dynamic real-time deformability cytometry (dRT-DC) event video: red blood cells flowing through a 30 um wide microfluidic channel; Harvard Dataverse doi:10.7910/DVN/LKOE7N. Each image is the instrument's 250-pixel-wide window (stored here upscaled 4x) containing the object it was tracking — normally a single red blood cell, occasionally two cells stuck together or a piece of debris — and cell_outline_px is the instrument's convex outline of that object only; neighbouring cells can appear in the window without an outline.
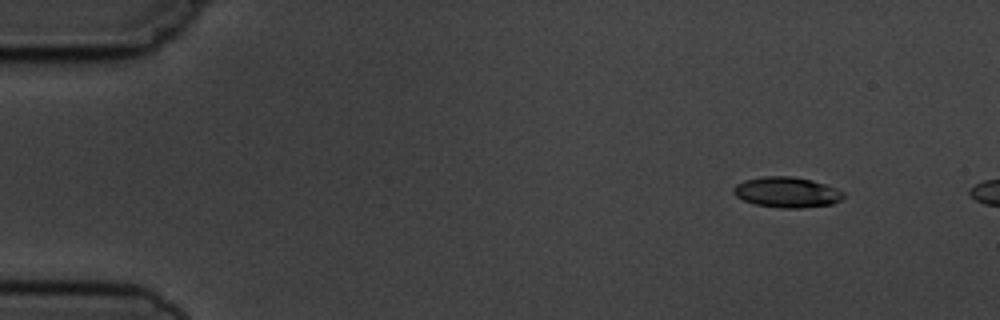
{"species": "common noctule bat (a hibernating species)", "species_latin": "Nyctalus noctula", "temperature_condition": "cold", "stored_images_in_passage": 3, "camera_frame_rate_fps": 3000, "um_per_image_px": 0.085, "animal": {"sex": "male", "body_mass_g": 19.5, "forearm_length_mm": 54.6}, "frame": {"image": 1, "passage_image": 1, "time_ms": 0.0, "image_size_px": [1000, 320], "cell_outline_px": [[844, 196], [840, 200], [832, 204], [800, 208], [780, 208], [752, 204], [736, 196], [732, 192], [732, 188], [736, 184], [744, 180], [760, 176], [792, 176], [812, 180], [836, 188], [844, 192]], "centroid_in_image_um": [66.84, 16.34], "position_along_channel_um": 18.2, "area_um2": 19.71}}